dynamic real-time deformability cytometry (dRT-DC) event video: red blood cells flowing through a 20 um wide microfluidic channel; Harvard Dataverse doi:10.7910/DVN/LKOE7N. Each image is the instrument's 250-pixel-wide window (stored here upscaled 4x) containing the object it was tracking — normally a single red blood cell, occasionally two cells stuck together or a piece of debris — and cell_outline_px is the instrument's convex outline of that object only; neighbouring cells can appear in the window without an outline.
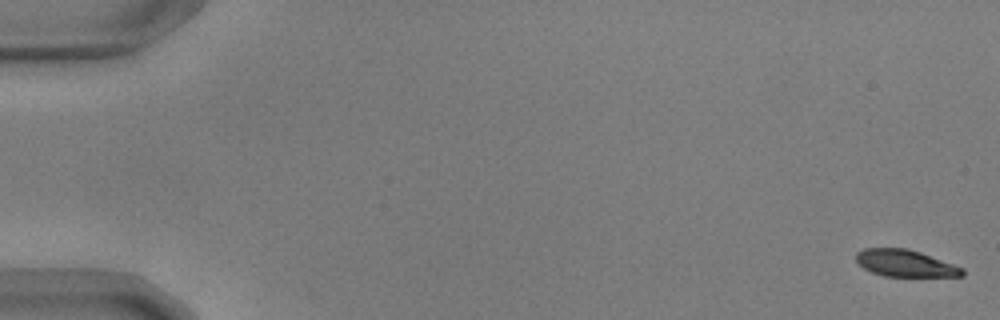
{"species": "common noctule bat (a hibernating species)", "species_latin": "Nyctalus noctula", "temperature_condition": "warm", "stored_images_in_passage": 56, "camera_frame_rate_fps": 3000, "um_per_image_px": 0.085, "animal": {"sex": "male", "body_mass_g": 17.9, "forearm_length_mm": 54.2}, "frame": {"image": 1, "passage_image": 1, "time_ms": 0.0, "image_size_px": [1000, 320], "cell_outline_px": [[964, 276], [884, 276], [872, 272], [864, 268], [856, 260], [856, 252], [864, 248], [908, 248], [920, 252], [964, 268]], "centroid_in_image_um": [76.94, 22.37], "position_along_channel_um": 8.1, "area_um2": 16.53}}
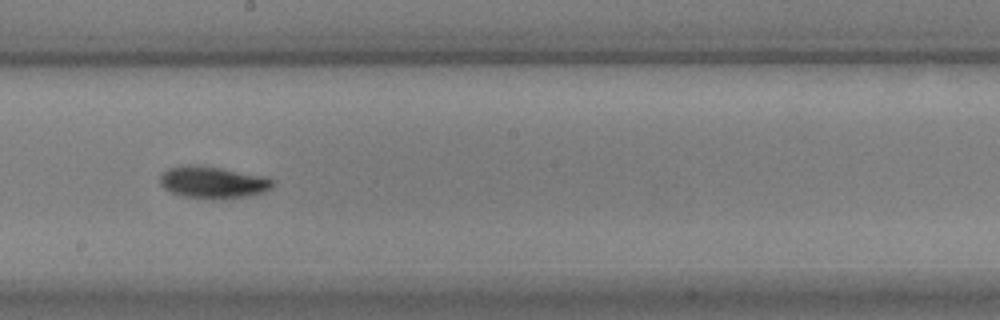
{"frame": {"image": 2, "passage_image": 32, "time_ms": 10.333, "image_size_px": [1000, 320], "cell_outline_px": [[276, 184], [272, 188], [264, 192], [248, 196], [180, 196], [164, 188], [160, 184], [160, 176], [168, 168], [188, 164], [196, 164], [224, 168], [268, 176], [276, 180]], "centroid_in_image_um": [18.16, 15.43], "position_along_channel_um": 230.0, "area_um2": 20.69}}
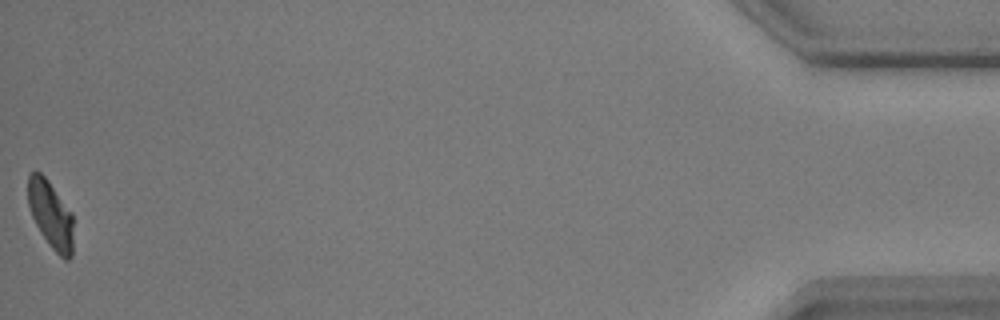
{"frame": {"image": 3, "passage_image": 56, "time_ms": 18.333, "image_size_px": [1000, 320], "cell_outline_px": [[72, 256], [68, 260], [64, 260], [48, 244], [40, 232], [32, 216], [28, 204], [28, 176], [32, 172], [40, 172], [48, 180], [72, 212]], "centroid_in_image_um": [4.31, 18.25], "position_along_channel_um": 430.9, "area_um2": 17.74}, "authors_computed_cell_mechanics": {"area_um2": 19.2185, "velocity_mm_per_s": 3.6441, "shape_relaxation_time_tau1_ms": 2.6244, "shape_relaxation_time_tau2_ms": 9.2953, "deformation_change_tau1": 0.1315, "deformation_change_tau2": 0.1289}}